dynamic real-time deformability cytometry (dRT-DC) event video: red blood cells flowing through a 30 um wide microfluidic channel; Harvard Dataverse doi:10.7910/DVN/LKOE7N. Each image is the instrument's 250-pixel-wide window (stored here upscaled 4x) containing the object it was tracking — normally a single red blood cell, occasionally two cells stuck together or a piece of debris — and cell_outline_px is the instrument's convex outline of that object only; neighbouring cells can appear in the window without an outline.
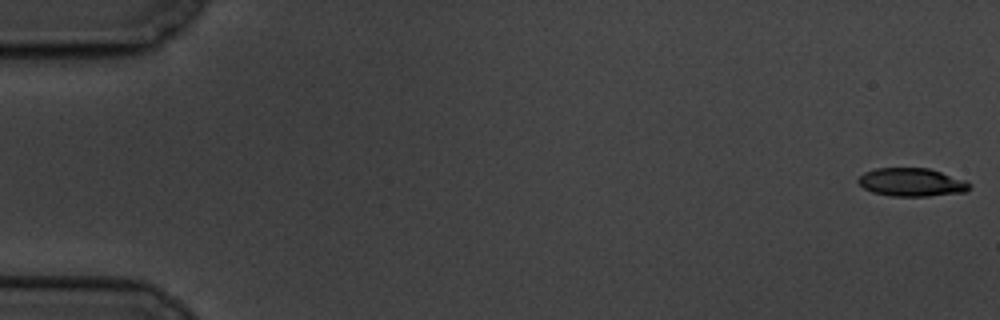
{"species": "common noctule bat (a hibernating species)", "species_latin": "Nyctalus noctula", "temperature_condition": "cold", "stored_images_in_passage": 5, "camera_frame_rate_fps": 3000, "um_per_image_px": 0.085, "animal": {"sex": "male", "body_mass_g": 19.5, "forearm_length_mm": 54.6}, "frame": {"image": 1, "passage_image": 1, "time_ms": 0.0, "image_size_px": [1000, 320], "cell_outline_px": [[972, 184], [964, 192], [928, 196], [892, 196], [872, 192], [864, 188], [856, 180], [864, 172], [876, 168], [928, 168], [964, 180]], "centroid_in_image_um": [77.45, 15.49], "position_along_channel_um": 7.5, "area_um2": 18.15}}
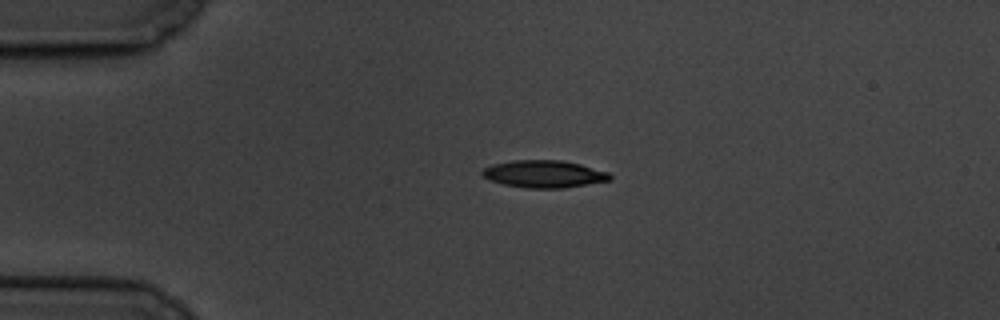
{"frame": {"image": 2, "passage_image": 4, "time_ms": 4.333, "image_size_px": [1000, 320], "cell_outline_px": [[612, 180], [564, 188], [528, 188], [504, 184], [488, 180], [480, 176], [480, 172], [484, 168], [492, 164], [512, 160], [560, 160], [580, 164], [608, 172], [612, 176]], "centroid_in_image_um": [46.21, 14.79], "position_along_channel_um": 38.8, "area_um2": 20.46}}